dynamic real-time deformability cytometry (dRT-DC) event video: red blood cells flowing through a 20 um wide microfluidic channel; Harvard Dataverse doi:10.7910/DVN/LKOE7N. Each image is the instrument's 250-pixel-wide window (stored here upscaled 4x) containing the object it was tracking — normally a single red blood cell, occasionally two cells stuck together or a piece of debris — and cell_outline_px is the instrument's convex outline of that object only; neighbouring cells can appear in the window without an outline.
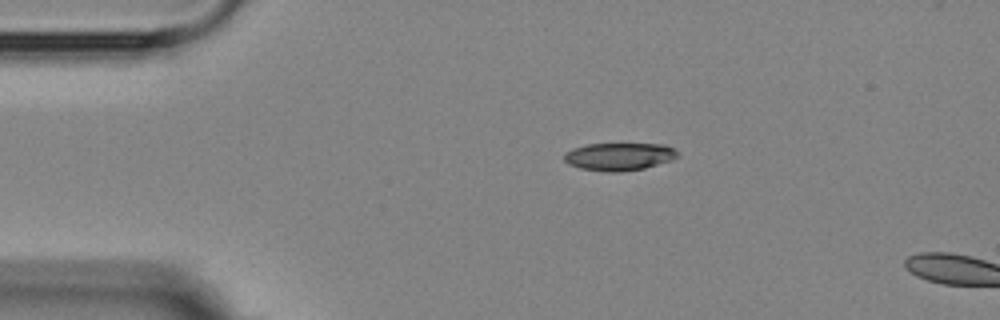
{"species": "Egyptian fruit bat (a non-hibernating species)", "species_latin": "Rousettus aegyptiacus", "temperature_condition": "room temperature", "stored_images_in_passage": 3, "camera_frame_rate_fps": 3000, "um_per_image_px": 0.085, "animal": {"sex": "female"}, "frame": {"image": 1, "passage_image": 1, "time_ms": 0.0, "image_size_px": [1000, 320], "cell_outline_px": [[680, 156], [644, 168], [616, 172], [608, 172], [580, 168], [568, 164], [564, 160], [564, 152], [572, 148], [588, 144], [664, 144], [680, 152]], "centroid_in_image_um": [52.59, 13.3], "position_along_channel_um": 32.4, "area_um2": 18.21}}